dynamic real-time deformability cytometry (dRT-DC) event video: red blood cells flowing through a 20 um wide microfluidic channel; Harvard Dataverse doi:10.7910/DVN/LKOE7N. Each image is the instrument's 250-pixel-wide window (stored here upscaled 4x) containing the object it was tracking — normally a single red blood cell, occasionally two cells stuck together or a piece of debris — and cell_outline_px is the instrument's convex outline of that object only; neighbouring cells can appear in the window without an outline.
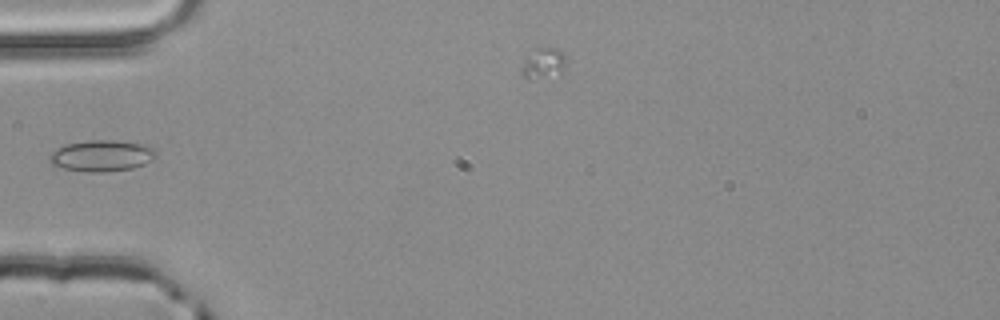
{"species": "common noctule bat (a hibernating species)", "species_latin": "Nyctalus noctula", "temperature_condition": "room temperature", "stored_images_in_passage": 4, "camera_frame_rate_fps": 3000, "um_per_image_px": 0.085, "animal": {"sex": "male", "body_mass_g": 20.4}, "frame": {"image": 1, "passage_image": 4, "time_ms": 1.0, "image_size_px": [1000, 320], "cell_outline_px": [[156, 156], [144, 164], [132, 168], [104, 172], [88, 172], [64, 168], [52, 164], [48, 156], [52, 152], [68, 144], [88, 140], [116, 140], [140, 144], [152, 148], [156, 152]], "centroid_in_image_um": [8.64, 13.24], "position_along_channel_um": 76.4, "area_um2": 19.02}}